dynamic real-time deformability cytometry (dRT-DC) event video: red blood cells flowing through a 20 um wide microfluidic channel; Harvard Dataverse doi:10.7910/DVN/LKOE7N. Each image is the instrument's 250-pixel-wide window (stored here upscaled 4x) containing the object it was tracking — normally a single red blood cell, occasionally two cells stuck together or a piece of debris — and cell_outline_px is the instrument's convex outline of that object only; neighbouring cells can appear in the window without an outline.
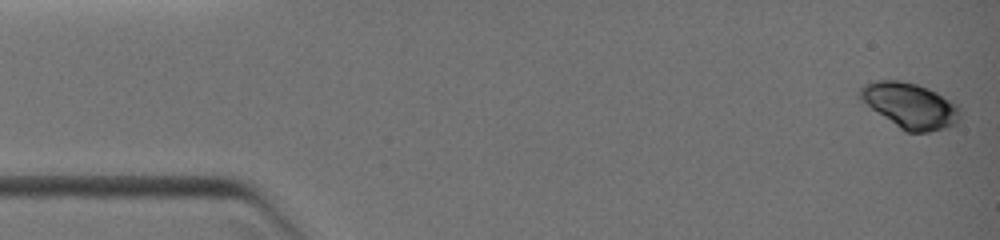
{"species": "common noctule bat (a hibernating species)", "species_latin": "Nyctalus noctula", "temperature_condition": "warm", "stored_images_in_passage": 35, "camera_frame_rate_fps": 3000, "um_per_image_px": 0.085, "animal": {"sex": "female", "body_mass_g": 19.0, "forearm_length_mm": 51.5}, "frame": {"image": 1, "passage_image": 1, "time_ms": 0.0, "image_size_px": [1000, 240], "cell_outline_px": [[956, 120], [952, 124], [928, 132], [908, 132], [900, 128], [872, 108], [860, 96], [860, 88], [864, 84], [872, 80], [904, 80], [928, 88], [936, 92], [952, 104], [956, 108]], "centroid_in_image_um": [77.26, 8.93], "position_along_channel_um": 7.7, "area_um2": 25.14}}
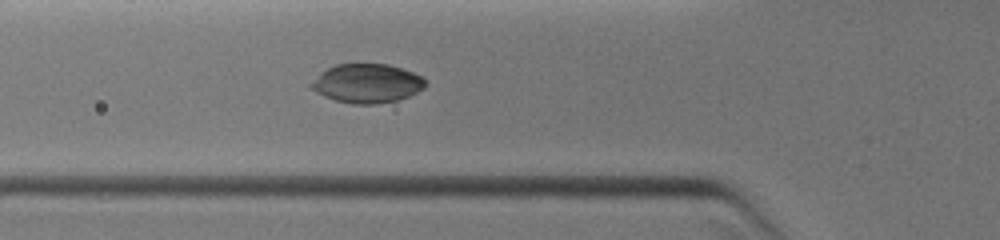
{"frame": {"image": 2, "passage_image": 14, "time_ms": 4.333, "image_size_px": [1000, 240], "cell_outline_px": [[428, 84], [424, 88], [408, 96], [396, 100], [376, 104], [352, 104], [336, 100], [324, 96], [316, 92], [312, 88], [312, 84], [320, 72], [336, 64], [388, 64], [412, 72], [420, 76]], "centroid_in_image_um": [31.21, 7.09], "position_along_channel_um": 94.6, "area_um2": 25.61}}
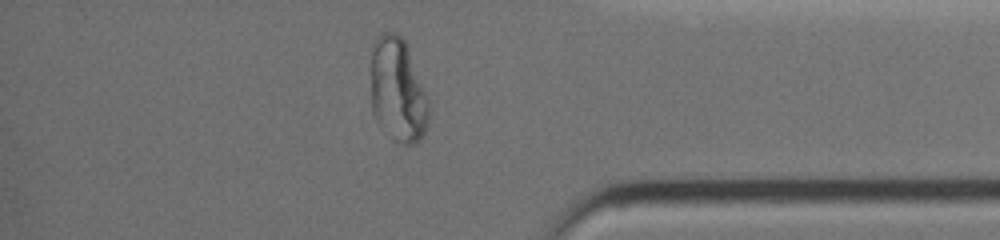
{"frame": {"image": 3, "passage_image": 31, "time_ms": 11.0, "image_size_px": [1000, 240], "cell_outline_px": [[428, 124], [420, 140], [416, 144], [400, 144], [392, 140], [376, 124], [372, 116], [372, 44], [376, 36], [384, 32], [396, 32], [404, 40], [408, 48], [428, 96]], "centroid_in_image_um": [33.8, 7.72], "position_along_channel_um": 401.4, "area_um2": 35.66}}